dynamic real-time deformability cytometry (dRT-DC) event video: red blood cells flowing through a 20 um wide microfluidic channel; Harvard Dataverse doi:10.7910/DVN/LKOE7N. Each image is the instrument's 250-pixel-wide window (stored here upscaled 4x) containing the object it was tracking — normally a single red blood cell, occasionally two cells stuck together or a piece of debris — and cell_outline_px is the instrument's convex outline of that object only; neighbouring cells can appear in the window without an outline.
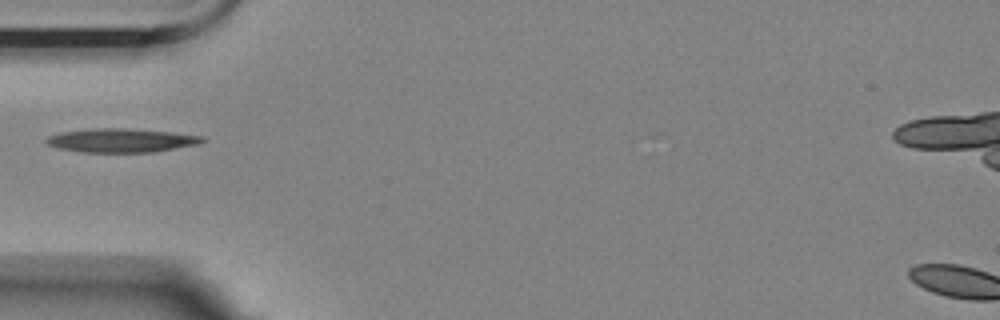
{"species": "Egyptian fruit bat (a non-hibernating species)", "species_latin": "Rousettus aegyptiacus", "temperature_condition": "room temperature", "stored_images_in_passage": 29, "camera_frame_rate_fps": 3000, "um_per_image_px": 0.085, "animal": {"sex": "female"}, "frame": {"image": 1, "passage_image": 1, "time_ms": 0.0, "image_size_px": [1000, 320], "cell_outline_px": [[204, 140], [196, 144], [152, 152], [84, 152], [60, 148], [48, 144], [44, 140], [48, 136], [60, 132], [96, 128], [128, 128], [168, 132], [204, 136]], "centroid_in_image_um": [10.26, 11.92], "position_along_channel_um": 74.7, "area_um2": 21.27}}
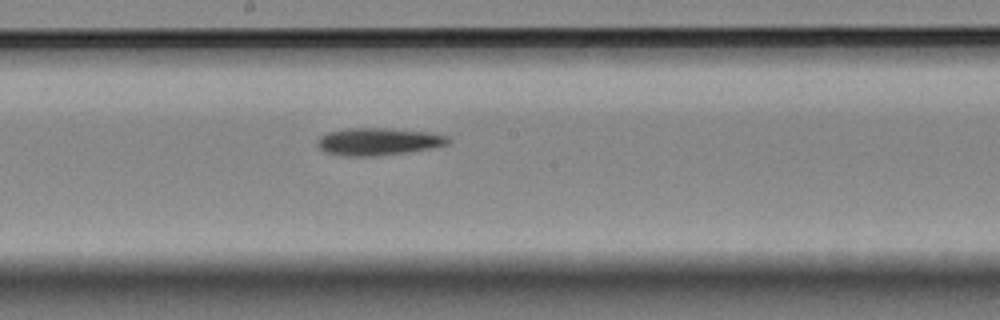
{"frame": {"image": 2, "passage_image": 13, "time_ms": 4.0, "image_size_px": [1000, 320], "cell_outline_px": [[452, 140], [448, 144], [408, 152], [376, 156], [344, 156], [324, 152], [316, 144], [316, 140], [320, 136], [328, 132], [348, 128], [392, 128], [432, 132], [448, 136]], "centroid_in_image_um": [32.15, 12.02], "position_along_channel_um": 216.0, "area_um2": 21.1}}
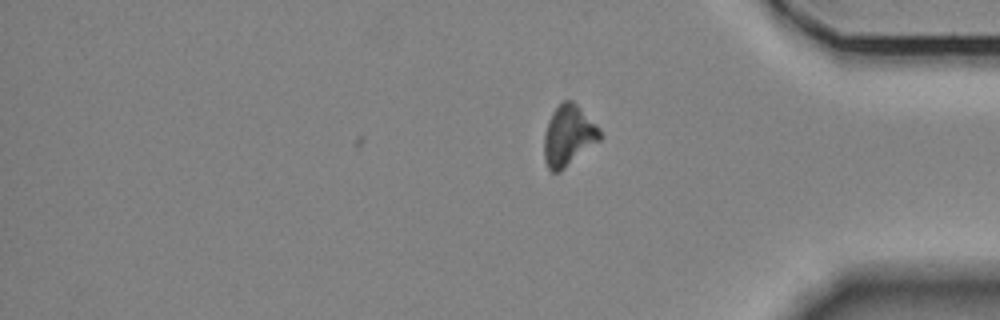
{"frame": {"image": 3, "passage_image": 29, "time_ms": 9.333, "image_size_px": [1000, 320], "cell_outline_px": [[604, 136], [600, 140], [560, 172], [552, 172], [548, 168], [544, 160], [544, 132], [548, 120], [552, 112], [564, 100], [572, 100], [600, 128]], "centroid_in_image_um": [48.32, 11.54], "position_along_channel_um": 386.9, "area_um2": 19.83}}